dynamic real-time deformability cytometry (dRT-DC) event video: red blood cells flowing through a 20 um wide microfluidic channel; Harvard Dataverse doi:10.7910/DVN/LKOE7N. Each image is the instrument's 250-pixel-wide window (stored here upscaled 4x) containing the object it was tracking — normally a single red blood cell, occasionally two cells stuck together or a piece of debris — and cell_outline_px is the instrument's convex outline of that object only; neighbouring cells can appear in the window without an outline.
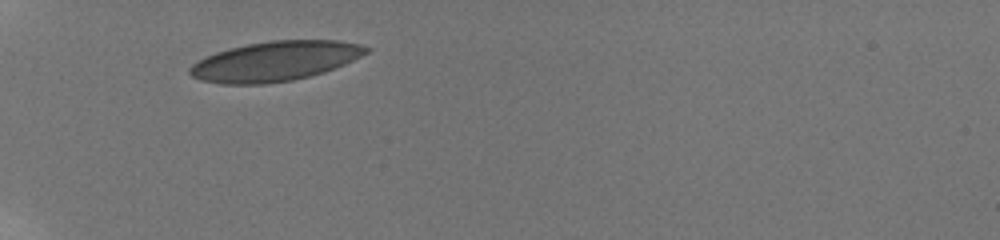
{"species": "human", "species_latin": "Homo sapiens", "temperature_condition": "room temperature", "stored_images_in_passage": 2, "camera_frame_rate_fps": 3000, "um_per_image_px": 0.085, "donor": {"sex": "male"}, "frame": {"image": 1, "passage_image": 1, "time_ms": 0.0, "image_size_px": [1000, 240], "cell_outline_px": [[372, 48], [368, 52], [344, 64], [324, 72], [292, 80], [264, 84], [220, 84], [200, 80], [192, 76], [188, 72], [188, 68], [196, 60], [216, 52], [248, 44], [272, 40], [340, 40], [360, 44]], "centroid_in_image_um": [23.36, 5.2], "position_along_channel_um": 61.6, "area_um2": 40.81}}